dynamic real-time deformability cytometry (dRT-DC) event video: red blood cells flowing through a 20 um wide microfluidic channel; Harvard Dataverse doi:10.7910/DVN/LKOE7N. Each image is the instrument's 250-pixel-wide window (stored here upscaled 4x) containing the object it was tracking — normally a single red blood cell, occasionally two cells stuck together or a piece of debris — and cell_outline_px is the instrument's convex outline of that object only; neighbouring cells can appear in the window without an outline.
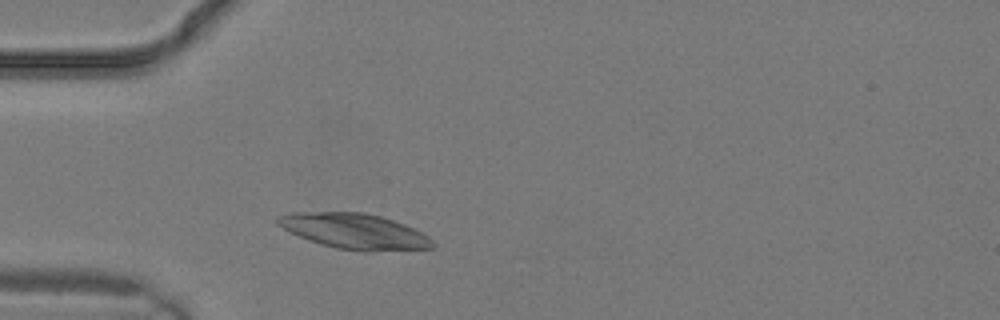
{"species": "common noctule bat (a hibernating species)", "species_latin": "Nyctalus noctula", "temperature_condition": "warm", "stored_images_in_passage": 5, "camera_frame_rate_fps": 3000, "um_per_image_px": 0.085, "animal": {"sex": "male", "body_mass_g": 19.2, "forearm_length_mm": 51.8}, "frame": {"image": 1, "passage_image": 3, "time_ms": 0.667, "image_size_px": [1000, 320], "cell_outline_px": [[436, 244], [432, 248], [368, 252], [364, 252], [336, 248], [320, 244], [308, 240], [276, 224], [276, 216], [288, 212], [364, 212], [380, 216], [404, 224], [428, 236]], "centroid_in_image_um": [30.11, 19.66], "position_along_channel_um": 54.9, "area_um2": 32.02}}
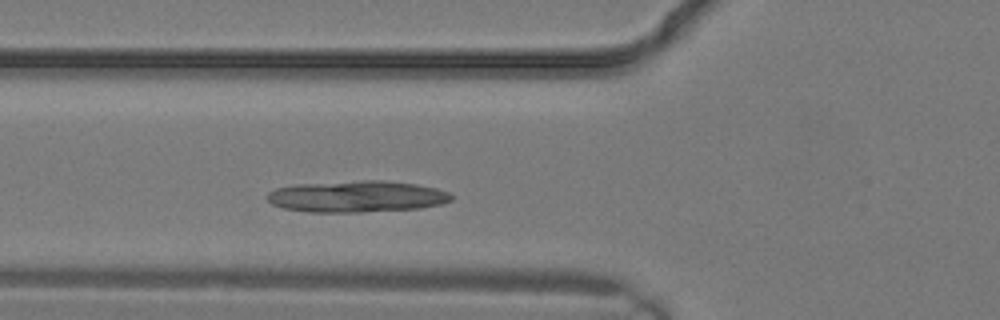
{"frame": {"image": 2, "passage_image": 5, "time_ms": 1.333, "image_size_px": [1000, 320], "cell_outline_px": [[452, 200], [440, 204], [420, 208], [360, 212], [308, 212], [284, 208], [272, 204], [268, 200], [268, 192], [276, 188], [296, 184], [360, 180], [384, 180], [416, 184], [436, 188], [448, 192], [452, 196]], "centroid_in_image_um": [30.32, 16.69], "position_along_channel_um": 95.5, "area_um2": 33.81}}